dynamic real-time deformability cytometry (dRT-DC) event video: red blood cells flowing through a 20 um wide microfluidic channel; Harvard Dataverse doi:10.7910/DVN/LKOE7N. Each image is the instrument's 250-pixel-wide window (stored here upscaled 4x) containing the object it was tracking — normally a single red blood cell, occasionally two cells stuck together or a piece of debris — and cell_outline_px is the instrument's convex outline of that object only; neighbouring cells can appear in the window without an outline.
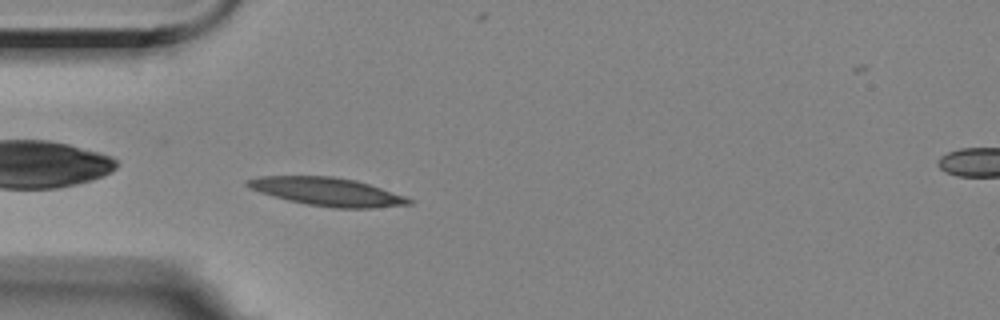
{"species": "Egyptian fruit bat (a non-hibernating species)", "species_latin": "Rousettus aegyptiacus", "temperature_condition": "room temperature", "stored_images_in_passage": 57, "camera_frame_rate_fps": 3000, "um_per_image_px": 0.085, "animal": {"sex": "female"}, "frame": {"image": 1, "passage_image": 15, "time_ms": 4.667, "image_size_px": [1000, 320], "cell_outline_px": [[416, 200], [412, 204], [372, 208], [332, 208], [308, 204], [288, 200], [260, 192], [244, 184], [244, 180], [260, 176], [332, 176], [356, 180]], "centroid_in_image_um": [27.82, 16.29], "position_along_channel_um": 57.2, "area_um2": 26.41}}
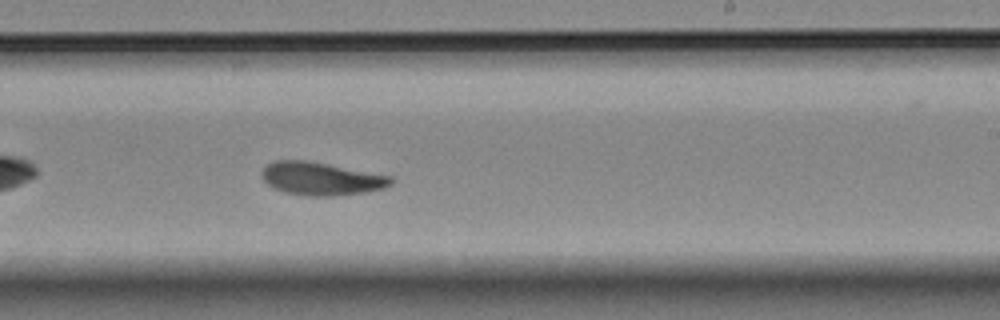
{"frame": {"image": 2, "passage_image": 33, "time_ms": 10.667, "image_size_px": [1000, 320], "cell_outline_px": [[392, 184], [384, 188], [364, 192], [332, 196], [304, 196], [284, 192], [272, 188], [260, 176], [260, 172], [272, 160], [304, 160], [328, 164], [392, 176]], "centroid_in_image_um": [27.25, 15.19], "position_along_channel_um": 261.7, "area_um2": 24.91}}
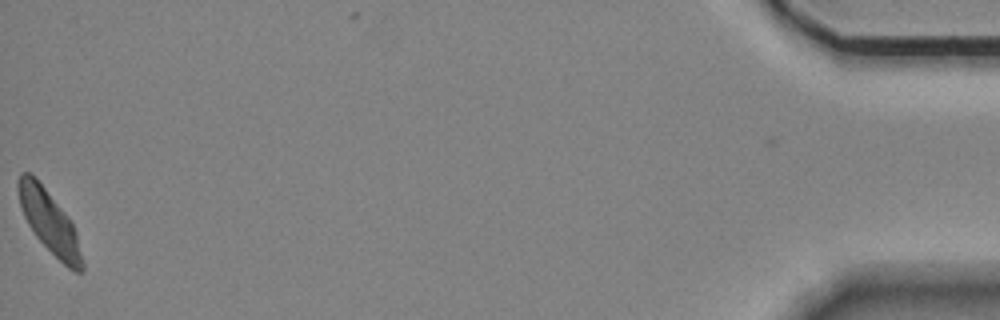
{"frame": {"image": 3, "passage_image": 56, "time_ms": 18.333, "image_size_px": [1000, 320], "cell_outline_px": [[84, 272], [76, 272], [68, 268], [36, 236], [28, 224], [24, 216], [20, 204], [16, 188], [16, 184], [20, 172], [28, 172], [36, 176], [68, 216], [76, 232], [84, 264]], "centroid_in_image_um": [4.18, 18.81], "position_along_channel_um": 431.0, "area_um2": 23.24}, "authors_computed_cell_mechanics": {"area_um2": 24.2182, "velocity_mm_per_s": 3.4667, "shape_relaxation_time_tau1_ms": 3.9347, "shape_relaxation_time_tau2_ms": 3.8535, "deformation_change_tau1": 0.1686, "deformation_change_tau2": 0.0964}}